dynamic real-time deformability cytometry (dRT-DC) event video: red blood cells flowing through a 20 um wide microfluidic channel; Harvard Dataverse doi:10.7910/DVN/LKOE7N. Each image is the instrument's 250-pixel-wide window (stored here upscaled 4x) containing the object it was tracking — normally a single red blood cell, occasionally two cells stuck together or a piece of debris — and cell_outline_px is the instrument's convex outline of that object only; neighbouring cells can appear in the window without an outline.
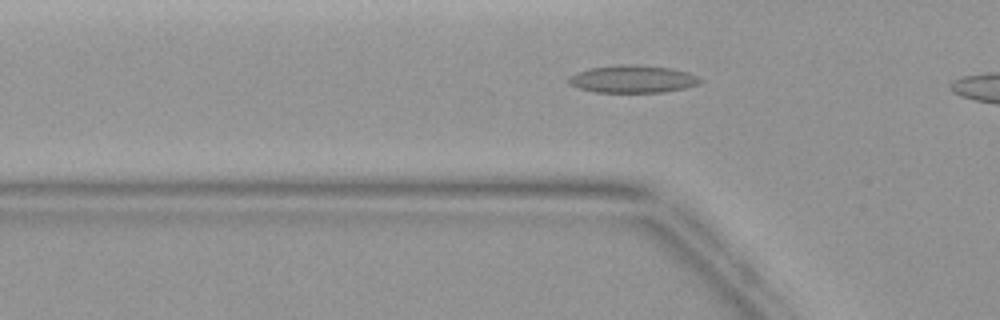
{"species": "common noctule bat (a hibernating species)", "species_latin": "Nyctalus noctula", "temperature_condition": "warm", "stored_images_in_passage": 17, "camera_frame_rate_fps": 3000, "um_per_image_px": 0.085, "animal": {"sex": "female", "body_mass_g": 19.9}, "frame": {"image": 1, "passage_image": 6, "time_ms": 1.667, "image_size_px": [1000, 320], "cell_outline_px": [[704, 80], [696, 84], [684, 88], [664, 92], [596, 92], [580, 88], [568, 84], [568, 80], [572, 76], [580, 72], [592, 68], [620, 64], [636, 64], [672, 68], [688, 72]], "centroid_in_image_um": [53.82, 6.71], "position_along_channel_um": 72.0, "area_um2": 20.87}}
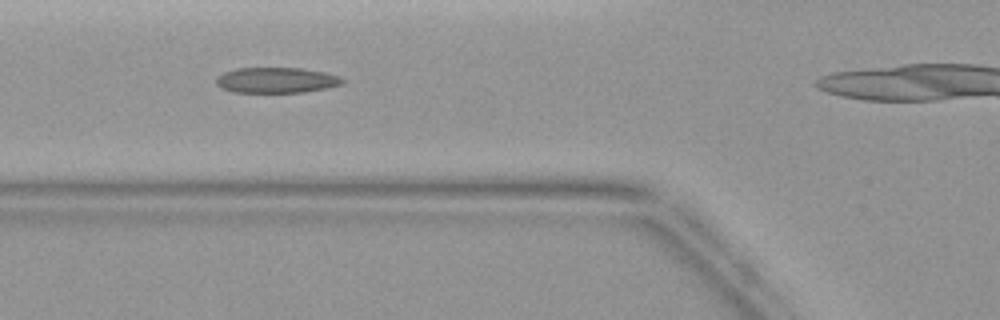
{"frame": {"image": 2, "passage_image": 8, "time_ms": 2.333, "image_size_px": [1000, 320], "cell_outline_px": [[344, 84], [304, 92], [236, 92], [224, 88], [216, 84], [216, 76], [224, 72], [236, 68], [300, 68], [324, 72], [336, 76], [344, 80]], "centroid_in_image_um": [23.47, 6.81], "position_along_channel_um": 102.3, "area_um2": 18.55}}